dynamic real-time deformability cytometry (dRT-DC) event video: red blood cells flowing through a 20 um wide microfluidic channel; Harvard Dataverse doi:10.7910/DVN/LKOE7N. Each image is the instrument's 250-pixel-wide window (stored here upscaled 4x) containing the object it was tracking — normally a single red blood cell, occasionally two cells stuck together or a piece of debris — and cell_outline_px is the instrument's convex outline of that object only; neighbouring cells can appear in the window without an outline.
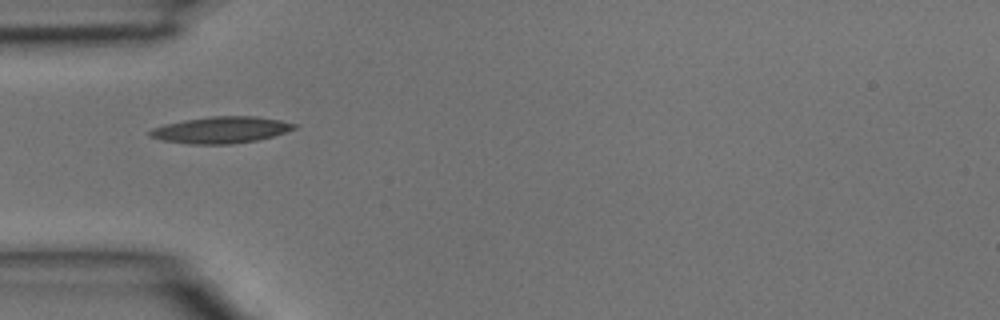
{"species": "common noctule bat (a hibernating species)", "species_latin": "Nyctalus noctula", "temperature_condition": "room temperature", "stored_images_in_passage": 4, "camera_frame_rate_fps": 3000, "um_per_image_px": 0.085, "animal": {"sex": "male", "body_mass_g": 15.6}, "frame": {"image": 1, "passage_image": 4, "time_ms": 1.0, "image_size_px": [1000, 320], "cell_outline_px": [[300, 128], [272, 136], [256, 140], [232, 144], [188, 144], [160, 140], [148, 136], [148, 132], [152, 128], [164, 124], [184, 120], [212, 116], [252, 116], [280, 120], [300, 124]], "centroid_in_image_um": [18.8, 11.04], "position_along_channel_um": 66.2, "area_um2": 22.54}}